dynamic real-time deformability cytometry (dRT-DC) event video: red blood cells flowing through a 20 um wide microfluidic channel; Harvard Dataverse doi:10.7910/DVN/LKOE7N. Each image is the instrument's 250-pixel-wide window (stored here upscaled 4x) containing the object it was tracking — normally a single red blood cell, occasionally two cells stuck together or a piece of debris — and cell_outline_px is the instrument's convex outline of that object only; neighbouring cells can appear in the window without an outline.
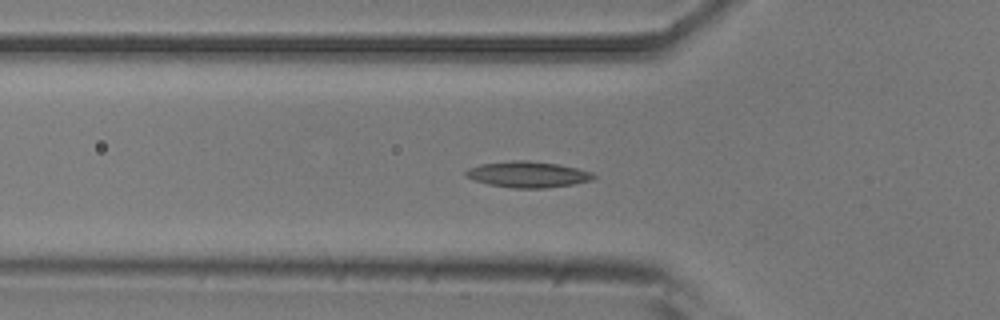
{"species": "common noctule bat (a hibernating species)", "species_latin": "Nyctalus noctula", "temperature_condition": "room temperature", "stored_images_in_passage": 51, "segment_of_instrument_passage": [1, 2], "camera_frame_rate_fps": 3000, "um_per_image_px": 0.085, "animal": {"sex": "male", "body_mass_g": 20.5, "forearm_length_mm": 52.5}, "frame": {"image": 1, "passage_image": 16, "time_ms": 5.0, "image_size_px": [1000, 320], "cell_outline_px": [[596, 176], [592, 180], [572, 184], [544, 188], [512, 188], [488, 184], [464, 176], [464, 172], [468, 168], [480, 164], [512, 160], [524, 160], [556, 164], [576, 168], [592, 172]], "centroid_in_image_um": [44.83, 14.82], "position_along_channel_um": 81.0, "area_um2": 19.25}}
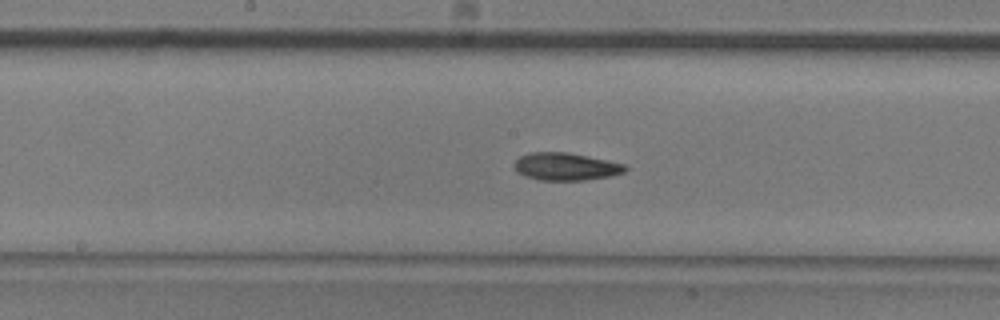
{"frame": {"image": 2, "passage_image": 25, "time_ms": 8.0, "image_size_px": [1000, 320], "cell_outline_px": [[628, 168], [624, 172], [612, 176], [584, 180], [540, 180], [516, 172], [512, 164], [520, 156], [528, 152], [568, 152], [608, 160], [624, 164]], "centroid_in_image_um": [48.08, 14.15], "position_along_channel_um": 200.1, "area_um2": 17.92}}
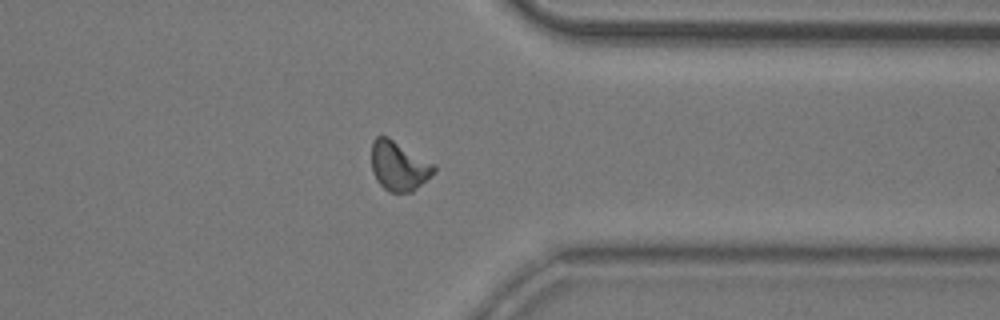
{"frame": {"image": 3, "passage_image": 39, "time_ms": 12.667, "image_size_px": [1000, 320], "cell_outline_px": [[436, 172], [412, 192], [388, 192], [376, 180], [372, 172], [372, 140], [376, 136], [388, 136], [436, 164]], "centroid_in_image_um": [33.92, 14.1], "position_along_channel_um": 377.5, "area_um2": 18.26}}